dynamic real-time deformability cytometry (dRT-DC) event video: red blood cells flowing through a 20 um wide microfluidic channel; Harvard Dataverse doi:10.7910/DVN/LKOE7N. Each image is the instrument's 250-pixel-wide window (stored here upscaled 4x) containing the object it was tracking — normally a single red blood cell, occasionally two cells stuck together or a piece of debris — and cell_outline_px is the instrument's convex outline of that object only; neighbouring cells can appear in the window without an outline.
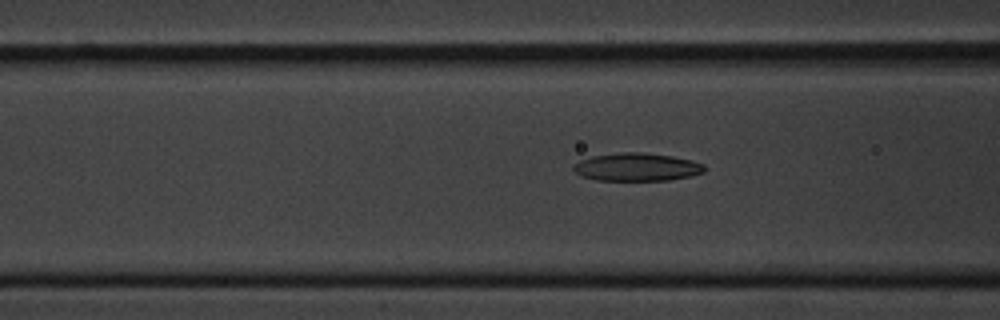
{"species": "common noctule bat (a hibernating species)", "species_latin": "Nyctalus noctula", "temperature_condition": "cold", "stored_images_in_passage": 16, "camera_frame_rate_fps": 3000, "um_per_image_px": 0.085, "animal": {"sex": "male", "body_mass_g": 20.1, "forearm_length_mm": 53.5}, "frame": {"image": 1, "passage_image": 7, "time_ms": 8.333, "image_size_px": [1000, 320], "cell_outline_px": [[704, 172], [688, 176], [668, 180], [596, 180], [580, 176], [572, 168], [572, 164], [580, 160], [592, 156], [620, 152], [640, 152], [672, 156], [692, 160], [704, 164]], "centroid_in_image_um": [54.09, 14.19], "position_along_channel_um": 112.5, "area_um2": 21.33}}
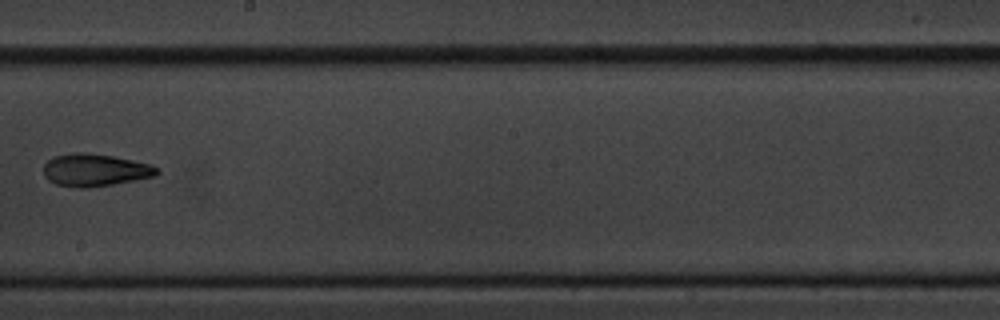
{"frame": {"image": 2, "passage_image": 10, "time_ms": 12.0, "image_size_px": [1000, 320], "cell_outline_px": [[160, 172], [156, 176], [136, 180], [88, 188], [80, 188], [56, 184], [48, 180], [44, 176], [44, 164], [52, 156], [72, 152], [88, 152], [112, 156], [152, 164], [160, 168]], "centroid_in_image_um": [8.09, 14.44], "position_along_channel_um": 240.1, "area_um2": 21.73}}
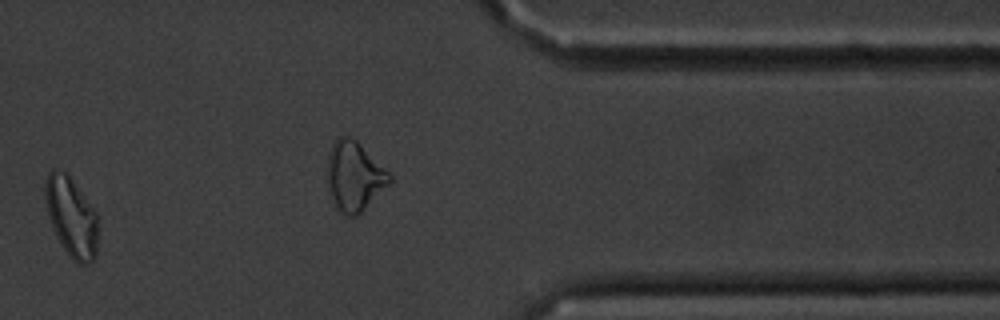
{"frame": {"image": 3, "passage_image": 14, "time_ms": 16.333, "image_size_px": [1000, 320], "cell_outline_px": [[96, 256], [88, 264], [76, 264], [72, 260], [56, 236], [52, 228], [48, 216], [44, 192], [44, 184], [48, 172], [52, 168], [56, 168], [64, 172], [72, 180], [96, 212]], "centroid_in_image_um": [6.02, 18.43], "position_along_channel_um": 405.4, "area_um2": 24.28}}